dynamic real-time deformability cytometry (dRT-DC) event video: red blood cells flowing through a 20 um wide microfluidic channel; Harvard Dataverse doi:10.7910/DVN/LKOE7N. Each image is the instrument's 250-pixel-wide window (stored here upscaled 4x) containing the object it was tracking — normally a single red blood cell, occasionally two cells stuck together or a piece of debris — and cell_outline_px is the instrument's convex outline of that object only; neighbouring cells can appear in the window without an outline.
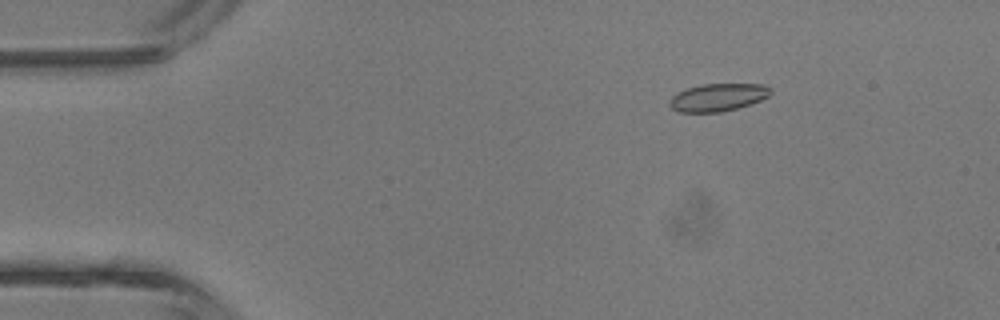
{"species": "common noctule bat (a hibernating species)", "species_latin": "Nyctalus noctula", "temperature_condition": "room temperature", "stored_images_in_passage": 44, "camera_frame_rate_fps": 3000, "um_per_image_px": 0.085, "animal": {"sex": "male", "body_mass_g": 13.3}, "frame": {"image": 1, "passage_image": 7, "time_ms": 2.0, "image_size_px": [1000, 320], "cell_outline_px": [[772, 92], [768, 96], [760, 100], [736, 108], [720, 112], [680, 112], [672, 108], [668, 104], [668, 100], [672, 96], [684, 88], [704, 84], [764, 84], [772, 88]], "centroid_in_image_um": [61.0, 8.26], "position_along_channel_um": 24.0, "area_um2": 16.3}}
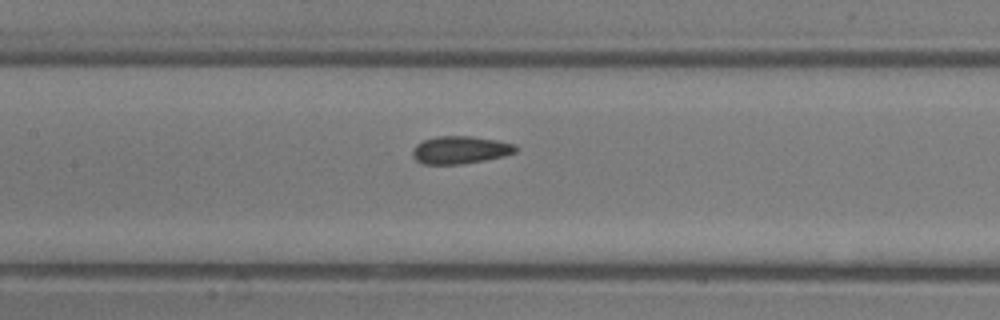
{"frame": {"image": 2, "passage_image": 21, "time_ms": 6.667, "image_size_px": [1000, 320], "cell_outline_px": [[520, 148], [516, 152], [504, 156], [464, 164], [420, 164], [412, 156], [412, 148], [416, 144], [424, 140], [436, 136], [472, 136], [496, 140], [516, 144]], "centroid_in_image_um": [39.12, 12.74], "position_along_channel_um": 168.3, "area_um2": 16.88}}
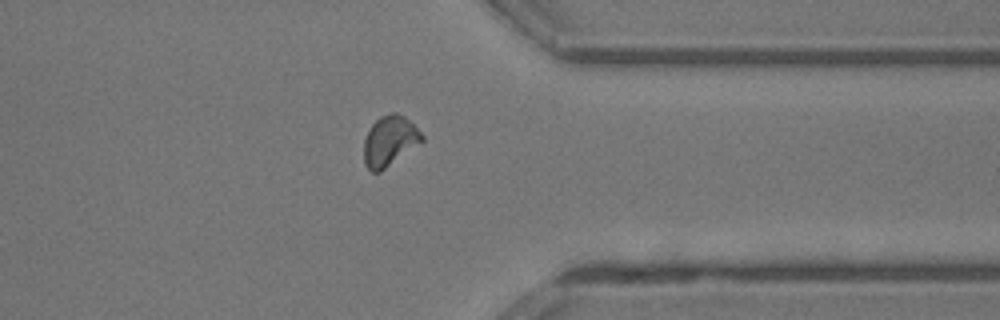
{"frame": {"image": 3, "passage_image": 35, "time_ms": 11.333, "image_size_px": [1000, 320], "cell_outline_px": [[424, 140], [380, 172], [372, 172], [364, 164], [364, 140], [372, 124], [380, 116], [392, 112], [396, 112], [404, 116], [424, 136]], "centroid_in_image_um": [33.1, 11.98], "position_along_channel_um": 378.3, "area_um2": 16.76}, "authors_computed_cell_mechanics": {"area_um2": 16.1262, "velocity_mm_per_s": 4.6623, "shape_relaxation_time_tau1_ms": 6.3623, "shape_relaxation_time_tau2_ms": 2.0017, "deformation_change_tau1": 0.137, "deformation_change_tau2": 0.069}}